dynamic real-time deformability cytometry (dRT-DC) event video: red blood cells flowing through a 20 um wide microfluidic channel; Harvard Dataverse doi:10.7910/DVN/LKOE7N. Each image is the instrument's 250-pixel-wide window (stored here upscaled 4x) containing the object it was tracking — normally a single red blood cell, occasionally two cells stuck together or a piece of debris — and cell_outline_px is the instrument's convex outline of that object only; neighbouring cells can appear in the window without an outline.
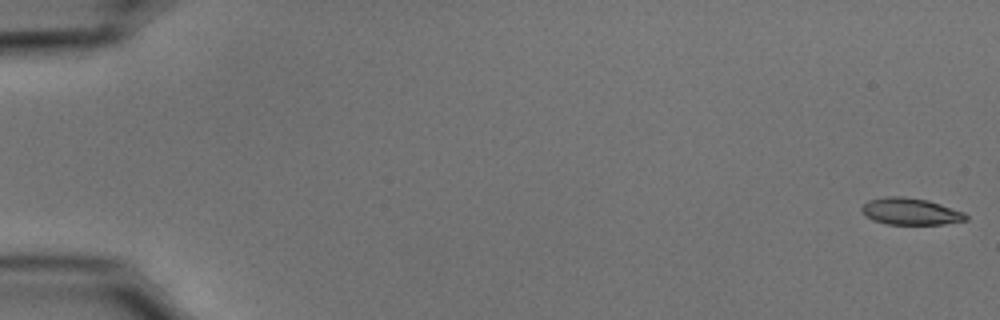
{"species": "common noctule bat (a hibernating species)", "species_latin": "Nyctalus noctula", "temperature_condition": "cold", "stored_images_in_passage": 54, "camera_frame_rate_fps": 3000, "um_per_image_px": 0.085, "animal": {"sex": "male", "body_mass_g": 15.6}, "frame": {"image": 1, "passage_image": 1, "time_ms": 0.0, "image_size_px": [1000, 320], "cell_outline_px": [[968, 220], [944, 224], [888, 224], [872, 220], [864, 216], [860, 208], [868, 200], [884, 196], [904, 196], [928, 200], [964, 212], [968, 216]], "centroid_in_image_um": [77.37, 17.97], "position_along_channel_um": 7.6, "area_um2": 16.42}}
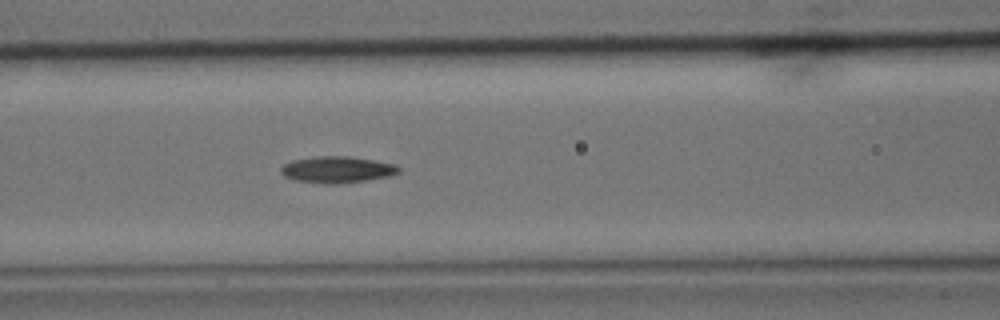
{"frame": {"image": 2, "passage_image": 24, "time_ms": 7.667, "image_size_px": [1000, 320], "cell_outline_px": [[400, 172], [388, 176], [364, 180], [332, 184], [296, 180], [284, 176], [280, 172], [280, 168], [284, 164], [292, 160], [312, 156], [348, 156], [376, 160], [396, 164], [400, 168]], "centroid_in_image_um": [28.65, 14.39], "position_along_channel_um": 138.0, "area_um2": 18.09}}
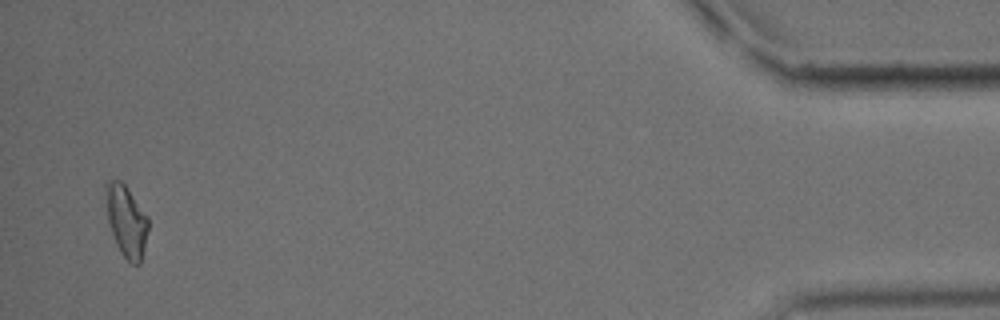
{"frame": {"image": 3, "passage_image": 53, "time_ms": 17.333, "image_size_px": [1000, 320], "cell_outline_px": [[148, 228], [144, 248], [140, 264], [132, 264], [120, 252], [116, 244], [108, 220], [104, 188], [104, 184], [112, 180], [120, 180], [128, 188], [148, 216]], "centroid_in_image_um": [10.73, 18.75], "position_along_channel_um": 424.5, "area_um2": 17.63}, "authors_computed_cell_mechanics": {"area_um2": 17.051, "velocity_mm_per_s": 3.7478, "shape_relaxation_time_tau1_ms": 5.2363, "shape_relaxation_time_tau2_ms": 6.8344, "deformation_change_tau1": 0.1463, "deformation_change_tau2": 0.1427}}